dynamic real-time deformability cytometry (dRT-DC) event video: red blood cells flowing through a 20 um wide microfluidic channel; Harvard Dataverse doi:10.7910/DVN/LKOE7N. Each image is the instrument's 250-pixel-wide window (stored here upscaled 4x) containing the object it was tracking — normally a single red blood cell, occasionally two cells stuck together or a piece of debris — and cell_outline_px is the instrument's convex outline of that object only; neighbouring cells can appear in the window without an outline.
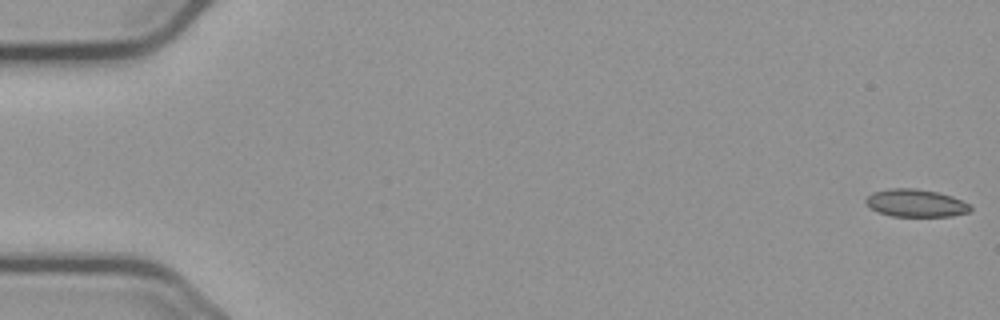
{"species": "common noctule bat (a hibernating species)", "species_latin": "Nyctalus noctula", "temperature_condition": "cold", "stored_images_in_passage": 56, "camera_frame_rate_fps": 3000, "um_per_image_px": 0.085, "animal": {"sex": "male", "body_mass_g": 23.1, "forearm_length_mm": 52.7}, "frame": {"image": 1, "passage_image": 1, "time_ms": 0.0, "image_size_px": [1000, 320], "cell_outline_px": [[972, 208], [968, 212], [952, 216], [892, 216], [880, 212], [872, 208], [864, 200], [872, 192], [892, 188], [916, 188], [936, 192], [952, 196], [968, 204]], "centroid_in_image_um": [77.84, 17.25], "position_along_channel_um": 7.2, "area_um2": 16.59}}
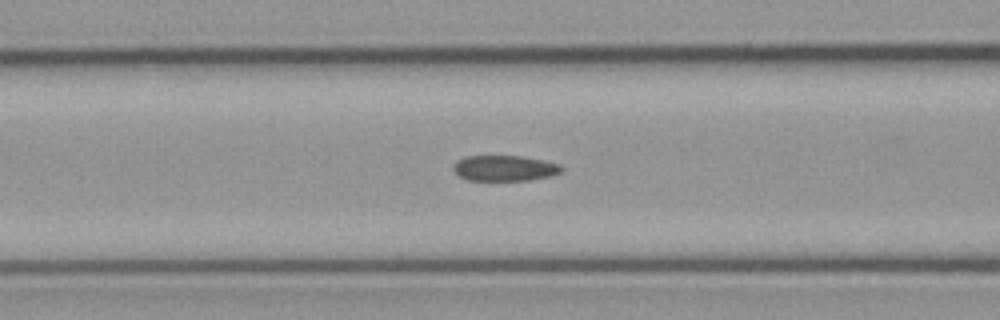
{"frame": {"image": 2, "passage_image": 23, "time_ms": 7.333, "image_size_px": [1000, 320], "cell_outline_px": [[564, 168], [560, 172], [552, 176], [528, 180], [468, 180], [452, 172], [452, 164], [456, 160], [464, 156], [520, 156], [544, 160], [560, 164]], "centroid_in_image_um": [42.85, 14.29], "position_along_channel_um": 123.7, "area_um2": 16.36}}
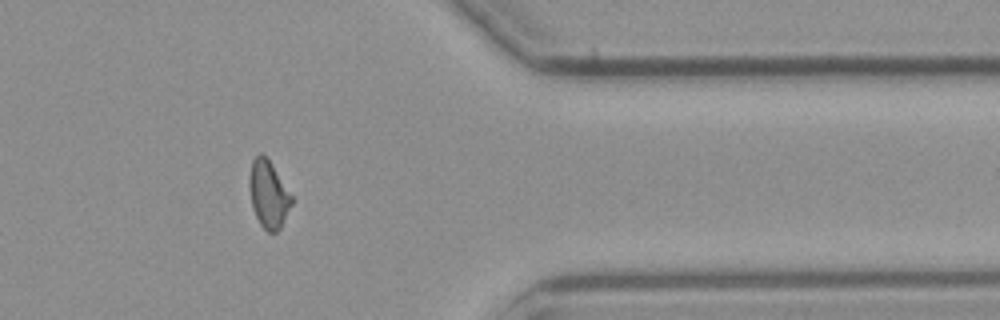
{"frame": {"image": 3, "passage_image": 46, "time_ms": 15.0, "image_size_px": [1000, 320], "cell_outline_px": [[292, 204], [280, 228], [276, 232], [268, 232], [260, 224], [252, 208], [248, 184], [248, 180], [252, 160], [260, 152], [268, 160], [292, 196]], "centroid_in_image_um": [22.79, 16.53], "position_along_channel_um": 388.6, "area_um2": 16.3}, "authors_computed_cell_mechanics": {"area_um2": 16.9643, "velocity_mm_per_s": 3.6883, "shape_relaxation_time_tau1_ms": null, "shape_relaxation_time_tau2_ms": 2.5084, "deformation_change_tau1": null, "deformation_change_tau2": 0.0905}}